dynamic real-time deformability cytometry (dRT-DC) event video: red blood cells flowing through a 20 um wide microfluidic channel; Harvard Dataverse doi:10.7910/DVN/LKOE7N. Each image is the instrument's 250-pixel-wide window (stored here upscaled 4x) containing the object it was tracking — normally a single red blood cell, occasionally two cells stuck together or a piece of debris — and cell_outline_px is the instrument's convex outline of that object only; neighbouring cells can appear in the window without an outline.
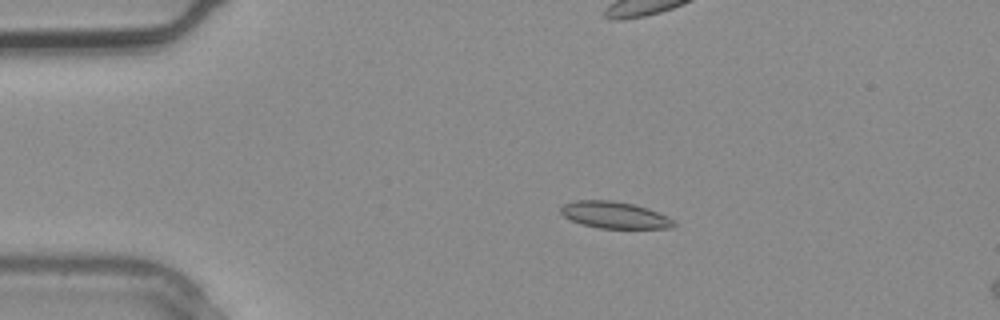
{"species": "common noctule bat (a hibernating species)", "species_latin": "Nyctalus noctula", "temperature_condition": "warm", "stored_images_in_passage": 3, "camera_frame_rate_fps": 3000, "um_per_image_px": 0.085, "animal": {"sex": "male", "body_mass_g": 20.4}, "frame": {"image": 1, "passage_image": 2, "time_ms": 0.333, "image_size_px": [1000, 320], "cell_outline_px": [[676, 224], [672, 228], [600, 228], [580, 224], [564, 216], [560, 212], [560, 208], [564, 204], [576, 200], [612, 200], [632, 204], [668, 216]], "centroid_in_image_um": [52.2, 18.28], "position_along_channel_um": 32.8, "area_um2": 17.4}}